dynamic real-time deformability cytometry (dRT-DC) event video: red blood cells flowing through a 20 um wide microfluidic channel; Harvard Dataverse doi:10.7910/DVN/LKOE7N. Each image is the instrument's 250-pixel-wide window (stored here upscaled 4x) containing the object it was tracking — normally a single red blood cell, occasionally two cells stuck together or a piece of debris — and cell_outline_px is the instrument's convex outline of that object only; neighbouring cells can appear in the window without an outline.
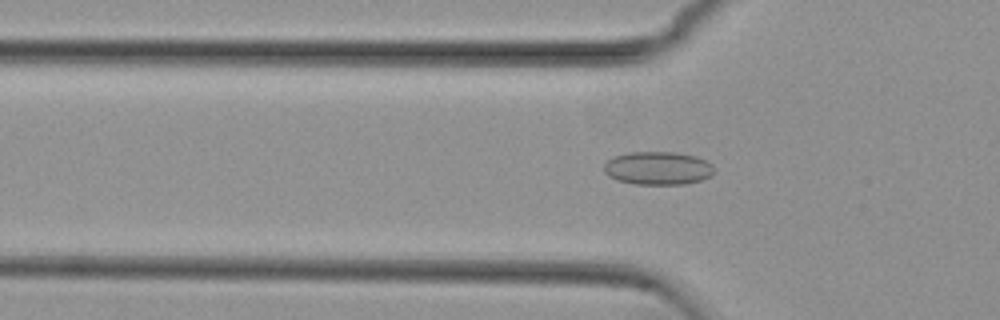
{"species": "common noctule bat (a hibernating species)", "species_latin": "Nyctalus noctula", "temperature_condition": "cold", "stored_images_in_passage": 49, "camera_frame_rate_fps": 3000, "um_per_image_px": 0.085, "animal": {"sex": "female", "body_mass_g": 29.2, "forearm_length_mm": 56.3}, "frame": {"image": 1, "passage_image": 12, "time_ms": 3.667, "image_size_px": [1000, 320], "cell_outline_px": [[712, 176], [700, 180], [684, 184], [636, 184], [616, 180], [608, 176], [604, 172], [604, 164], [612, 156], [628, 152], [676, 152], [696, 156], [712, 164]], "centroid_in_image_um": [55.88, 14.29], "position_along_channel_um": 69.9, "area_um2": 21.39}}
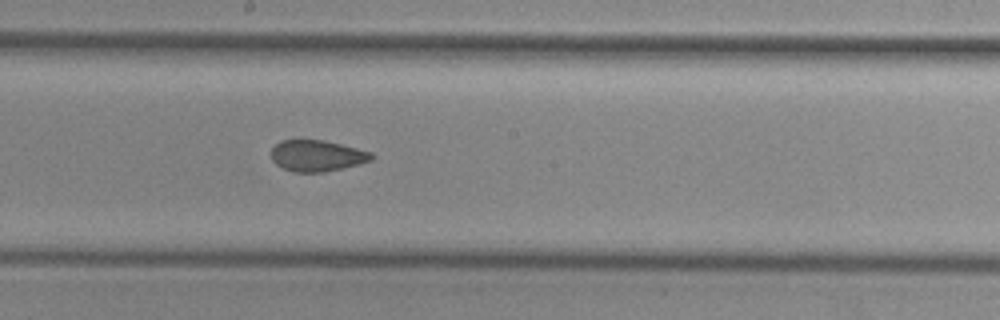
{"frame": {"image": 2, "passage_image": 24, "time_ms": 7.667, "image_size_px": [1000, 320], "cell_outline_px": [[376, 156], [372, 160], [360, 164], [324, 172], [292, 172], [276, 164], [272, 160], [272, 148], [280, 140], [324, 140], [372, 152]], "centroid_in_image_um": [26.97, 13.24], "position_along_channel_um": 221.2, "area_um2": 18.26}}
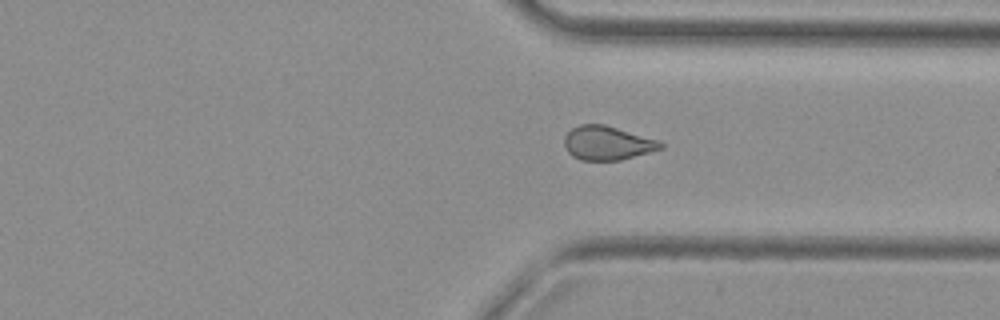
{"frame": {"image": 3, "passage_image": 35, "time_ms": 11.333, "image_size_px": [1000, 320], "cell_outline_px": [[664, 148], [620, 160], [580, 160], [572, 156], [568, 152], [564, 144], [564, 136], [572, 128], [580, 124], [604, 124], [656, 140], [664, 144]], "centroid_in_image_um": [51.58, 12.16], "position_along_channel_um": 359.8, "area_um2": 18.84}, "authors_computed_cell_mechanics": {"area_um2": 19.4786, "velocity_mm_per_s": 3.7729, "shape_relaxation_time_tau1_ms": null, "shape_relaxation_time_tau2_ms": 2.4345, "deformation_change_tau1": null, "deformation_change_tau2": 0.0814}}